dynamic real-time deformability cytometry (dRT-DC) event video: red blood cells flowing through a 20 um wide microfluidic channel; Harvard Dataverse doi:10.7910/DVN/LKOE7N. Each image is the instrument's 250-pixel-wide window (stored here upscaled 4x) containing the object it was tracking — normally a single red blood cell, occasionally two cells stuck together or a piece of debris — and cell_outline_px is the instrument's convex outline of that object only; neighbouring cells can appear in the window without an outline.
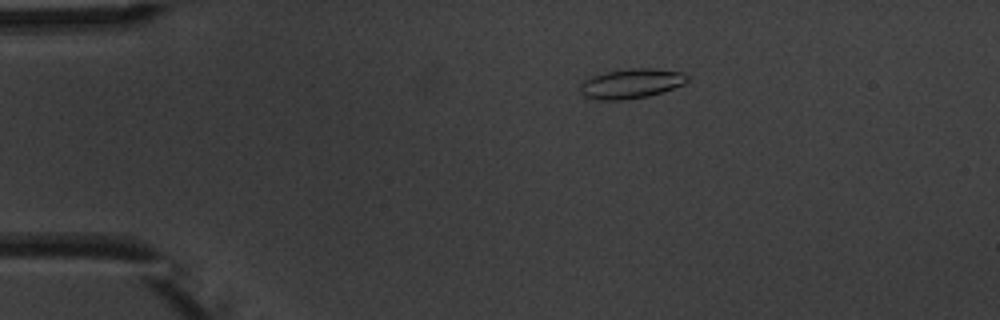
{"species": "common noctule bat (a hibernating species)", "species_latin": "Nyctalus noctula", "temperature_condition": "warm", "stored_images_in_passage": 5, "camera_frame_rate_fps": 3000, "um_per_image_px": 0.085, "animal": {"sex": "male", "body_mass_g": 20.1, "forearm_length_mm": 53.5}, "frame": {"image": 1, "passage_image": 3, "time_ms": 2.333, "image_size_px": [1000, 320], "cell_outline_px": [[688, 80], [684, 84], [664, 92], [648, 96], [620, 100], [596, 100], [584, 96], [580, 92], [580, 84], [584, 80], [592, 76], [604, 72], [628, 68], [652, 68], [680, 72], [688, 76]], "centroid_in_image_um": [53.63, 7.1], "position_along_channel_um": 31.4, "area_um2": 18.67}}